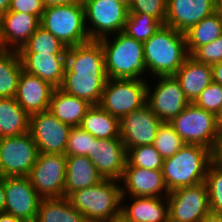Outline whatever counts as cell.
<instances>
[{"mask_svg":"<svg viewBox=\"0 0 222 222\" xmlns=\"http://www.w3.org/2000/svg\"><path fill=\"white\" fill-rule=\"evenodd\" d=\"M190 56L208 65L222 62V35L211 43L199 46Z\"/></svg>","mask_w":222,"mask_h":222,"instance_id":"ab89813d","label":"cell"},{"mask_svg":"<svg viewBox=\"0 0 222 222\" xmlns=\"http://www.w3.org/2000/svg\"><path fill=\"white\" fill-rule=\"evenodd\" d=\"M185 97L194 103L200 93L213 82L211 65L196 61L189 56L174 74Z\"/></svg>","mask_w":222,"mask_h":222,"instance_id":"cb8c5ba5","label":"cell"},{"mask_svg":"<svg viewBox=\"0 0 222 222\" xmlns=\"http://www.w3.org/2000/svg\"><path fill=\"white\" fill-rule=\"evenodd\" d=\"M104 180L88 156H67L65 197L71 193L94 186Z\"/></svg>","mask_w":222,"mask_h":222,"instance_id":"d4e9b609","label":"cell"},{"mask_svg":"<svg viewBox=\"0 0 222 222\" xmlns=\"http://www.w3.org/2000/svg\"><path fill=\"white\" fill-rule=\"evenodd\" d=\"M205 183L208 190L210 211L222 214V167L214 161L208 167Z\"/></svg>","mask_w":222,"mask_h":222,"instance_id":"d590c367","label":"cell"},{"mask_svg":"<svg viewBox=\"0 0 222 222\" xmlns=\"http://www.w3.org/2000/svg\"><path fill=\"white\" fill-rule=\"evenodd\" d=\"M44 7L67 4H83L84 0H42Z\"/></svg>","mask_w":222,"mask_h":222,"instance_id":"7bdbcfd3","label":"cell"},{"mask_svg":"<svg viewBox=\"0 0 222 222\" xmlns=\"http://www.w3.org/2000/svg\"><path fill=\"white\" fill-rule=\"evenodd\" d=\"M116 1L124 4V5L127 6L128 8L130 7L131 2H132V0H116Z\"/></svg>","mask_w":222,"mask_h":222,"instance_id":"db71d44e","label":"cell"},{"mask_svg":"<svg viewBox=\"0 0 222 222\" xmlns=\"http://www.w3.org/2000/svg\"><path fill=\"white\" fill-rule=\"evenodd\" d=\"M153 79L147 80V104L162 122L170 123L190 102L174 75L158 76Z\"/></svg>","mask_w":222,"mask_h":222,"instance_id":"8fae6325","label":"cell"},{"mask_svg":"<svg viewBox=\"0 0 222 222\" xmlns=\"http://www.w3.org/2000/svg\"><path fill=\"white\" fill-rule=\"evenodd\" d=\"M118 180L102 182L77 190L67 198L87 222H104L121 213L122 190Z\"/></svg>","mask_w":222,"mask_h":222,"instance_id":"5b68a950","label":"cell"},{"mask_svg":"<svg viewBox=\"0 0 222 222\" xmlns=\"http://www.w3.org/2000/svg\"><path fill=\"white\" fill-rule=\"evenodd\" d=\"M23 222H37L36 220H31V221H23Z\"/></svg>","mask_w":222,"mask_h":222,"instance_id":"11a10c76","label":"cell"},{"mask_svg":"<svg viewBox=\"0 0 222 222\" xmlns=\"http://www.w3.org/2000/svg\"><path fill=\"white\" fill-rule=\"evenodd\" d=\"M170 124L185 144L201 145L213 152L219 134L215 114L189 103Z\"/></svg>","mask_w":222,"mask_h":222,"instance_id":"ba28073f","label":"cell"},{"mask_svg":"<svg viewBox=\"0 0 222 222\" xmlns=\"http://www.w3.org/2000/svg\"><path fill=\"white\" fill-rule=\"evenodd\" d=\"M4 208H5L4 177H0V213L4 212Z\"/></svg>","mask_w":222,"mask_h":222,"instance_id":"f6af8a7d","label":"cell"},{"mask_svg":"<svg viewBox=\"0 0 222 222\" xmlns=\"http://www.w3.org/2000/svg\"><path fill=\"white\" fill-rule=\"evenodd\" d=\"M4 192V212L23 221L36 220L42 197L27 176L4 177Z\"/></svg>","mask_w":222,"mask_h":222,"instance_id":"9a60e30c","label":"cell"},{"mask_svg":"<svg viewBox=\"0 0 222 222\" xmlns=\"http://www.w3.org/2000/svg\"><path fill=\"white\" fill-rule=\"evenodd\" d=\"M37 222H87L85 216L71 205L67 197L42 198Z\"/></svg>","mask_w":222,"mask_h":222,"instance_id":"f1b7e54d","label":"cell"},{"mask_svg":"<svg viewBox=\"0 0 222 222\" xmlns=\"http://www.w3.org/2000/svg\"><path fill=\"white\" fill-rule=\"evenodd\" d=\"M144 59L148 75H174L190 56L185 34L163 24L144 43Z\"/></svg>","mask_w":222,"mask_h":222,"instance_id":"7a4b0ae2","label":"cell"},{"mask_svg":"<svg viewBox=\"0 0 222 222\" xmlns=\"http://www.w3.org/2000/svg\"><path fill=\"white\" fill-rule=\"evenodd\" d=\"M187 50L191 55L199 46L208 44L222 35V24L216 11L204 17L185 33Z\"/></svg>","mask_w":222,"mask_h":222,"instance_id":"4dcf8cb0","label":"cell"},{"mask_svg":"<svg viewBox=\"0 0 222 222\" xmlns=\"http://www.w3.org/2000/svg\"><path fill=\"white\" fill-rule=\"evenodd\" d=\"M44 9L42 0H11L8 11L24 12L41 20Z\"/></svg>","mask_w":222,"mask_h":222,"instance_id":"60d3db41","label":"cell"},{"mask_svg":"<svg viewBox=\"0 0 222 222\" xmlns=\"http://www.w3.org/2000/svg\"><path fill=\"white\" fill-rule=\"evenodd\" d=\"M38 154L37 145L29 132L0 138V177L28 176Z\"/></svg>","mask_w":222,"mask_h":222,"instance_id":"30bf717a","label":"cell"},{"mask_svg":"<svg viewBox=\"0 0 222 222\" xmlns=\"http://www.w3.org/2000/svg\"><path fill=\"white\" fill-rule=\"evenodd\" d=\"M213 81L222 85V62L211 65Z\"/></svg>","mask_w":222,"mask_h":222,"instance_id":"ee69618b","label":"cell"},{"mask_svg":"<svg viewBox=\"0 0 222 222\" xmlns=\"http://www.w3.org/2000/svg\"><path fill=\"white\" fill-rule=\"evenodd\" d=\"M104 222H131L126 216H124L122 213H119L118 215L112 217L111 219L104 221Z\"/></svg>","mask_w":222,"mask_h":222,"instance_id":"c3c4849f","label":"cell"},{"mask_svg":"<svg viewBox=\"0 0 222 222\" xmlns=\"http://www.w3.org/2000/svg\"><path fill=\"white\" fill-rule=\"evenodd\" d=\"M166 6L167 0H132L129 12L146 13L163 25L166 19Z\"/></svg>","mask_w":222,"mask_h":222,"instance_id":"f35d334b","label":"cell"},{"mask_svg":"<svg viewBox=\"0 0 222 222\" xmlns=\"http://www.w3.org/2000/svg\"><path fill=\"white\" fill-rule=\"evenodd\" d=\"M92 104L76 96L55 88L51 97L49 111L60 121L71 127L80 126Z\"/></svg>","mask_w":222,"mask_h":222,"instance_id":"484cf974","label":"cell"},{"mask_svg":"<svg viewBox=\"0 0 222 222\" xmlns=\"http://www.w3.org/2000/svg\"><path fill=\"white\" fill-rule=\"evenodd\" d=\"M5 46L3 44V41H2V37H1V22H0V52H3L5 51Z\"/></svg>","mask_w":222,"mask_h":222,"instance_id":"f5cc1de1","label":"cell"},{"mask_svg":"<svg viewBox=\"0 0 222 222\" xmlns=\"http://www.w3.org/2000/svg\"><path fill=\"white\" fill-rule=\"evenodd\" d=\"M164 159L153 145H140L127 150L125 167L162 170Z\"/></svg>","mask_w":222,"mask_h":222,"instance_id":"836d02e7","label":"cell"},{"mask_svg":"<svg viewBox=\"0 0 222 222\" xmlns=\"http://www.w3.org/2000/svg\"><path fill=\"white\" fill-rule=\"evenodd\" d=\"M194 104L216 115L222 106V85L214 81L210 83L200 93Z\"/></svg>","mask_w":222,"mask_h":222,"instance_id":"74e56055","label":"cell"},{"mask_svg":"<svg viewBox=\"0 0 222 222\" xmlns=\"http://www.w3.org/2000/svg\"><path fill=\"white\" fill-rule=\"evenodd\" d=\"M217 0H167L164 24L185 33L216 11Z\"/></svg>","mask_w":222,"mask_h":222,"instance_id":"d6986e66","label":"cell"},{"mask_svg":"<svg viewBox=\"0 0 222 222\" xmlns=\"http://www.w3.org/2000/svg\"><path fill=\"white\" fill-rule=\"evenodd\" d=\"M88 158L104 179L120 181L127 164V149L122 139H98Z\"/></svg>","mask_w":222,"mask_h":222,"instance_id":"e0dca14e","label":"cell"},{"mask_svg":"<svg viewBox=\"0 0 222 222\" xmlns=\"http://www.w3.org/2000/svg\"><path fill=\"white\" fill-rule=\"evenodd\" d=\"M40 25L59 39L66 47L90 41L83 4L46 7Z\"/></svg>","mask_w":222,"mask_h":222,"instance_id":"8992f818","label":"cell"},{"mask_svg":"<svg viewBox=\"0 0 222 222\" xmlns=\"http://www.w3.org/2000/svg\"><path fill=\"white\" fill-rule=\"evenodd\" d=\"M212 151L201 145H184L163 161V178L168 191L188 187L205 181Z\"/></svg>","mask_w":222,"mask_h":222,"instance_id":"277c9868","label":"cell"},{"mask_svg":"<svg viewBox=\"0 0 222 222\" xmlns=\"http://www.w3.org/2000/svg\"><path fill=\"white\" fill-rule=\"evenodd\" d=\"M201 222H222V214L210 211Z\"/></svg>","mask_w":222,"mask_h":222,"instance_id":"bcb514c9","label":"cell"},{"mask_svg":"<svg viewBox=\"0 0 222 222\" xmlns=\"http://www.w3.org/2000/svg\"><path fill=\"white\" fill-rule=\"evenodd\" d=\"M169 222H201L210 212L205 181L169 192Z\"/></svg>","mask_w":222,"mask_h":222,"instance_id":"7c38bea8","label":"cell"},{"mask_svg":"<svg viewBox=\"0 0 222 222\" xmlns=\"http://www.w3.org/2000/svg\"><path fill=\"white\" fill-rule=\"evenodd\" d=\"M11 0H0V16L9 9Z\"/></svg>","mask_w":222,"mask_h":222,"instance_id":"681fc988","label":"cell"},{"mask_svg":"<svg viewBox=\"0 0 222 222\" xmlns=\"http://www.w3.org/2000/svg\"><path fill=\"white\" fill-rule=\"evenodd\" d=\"M122 197H167L162 170L125 167L120 180Z\"/></svg>","mask_w":222,"mask_h":222,"instance_id":"ac0fdd59","label":"cell"},{"mask_svg":"<svg viewBox=\"0 0 222 222\" xmlns=\"http://www.w3.org/2000/svg\"><path fill=\"white\" fill-rule=\"evenodd\" d=\"M121 213L131 222H169L167 197H122Z\"/></svg>","mask_w":222,"mask_h":222,"instance_id":"603a6c76","label":"cell"},{"mask_svg":"<svg viewBox=\"0 0 222 222\" xmlns=\"http://www.w3.org/2000/svg\"><path fill=\"white\" fill-rule=\"evenodd\" d=\"M184 145L182 138L176 133L174 127L169 122H162L159 126L153 146L165 160L173 156Z\"/></svg>","mask_w":222,"mask_h":222,"instance_id":"e575fe53","label":"cell"},{"mask_svg":"<svg viewBox=\"0 0 222 222\" xmlns=\"http://www.w3.org/2000/svg\"><path fill=\"white\" fill-rule=\"evenodd\" d=\"M66 156L39 153L27 176L42 198L65 197Z\"/></svg>","mask_w":222,"mask_h":222,"instance_id":"4fadbf2b","label":"cell"},{"mask_svg":"<svg viewBox=\"0 0 222 222\" xmlns=\"http://www.w3.org/2000/svg\"><path fill=\"white\" fill-rule=\"evenodd\" d=\"M216 116V123L218 125L219 130L222 129V106L218 110Z\"/></svg>","mask_w":222,"mask_h":222,"instance_id":"f907efd6","label":"cell"},{"mask_svg":"<svg viewBox=\"0 0 222 222\" xmlns=\"http://www.w3.org/2000/svg\"><path fill=\"white\" fill-rule=\"evenodd\" d=\"M96 138L80 126L71 127L64 155L89 156Z\"/></svg>","mask_w":222,"mask_h":222,"instance_id":"8d00e7d4","label":"cell"},{"mask_svg":"<svg viewBox=\"0 0 222 222\" xmlns=\"http://www.w3.org/2000/svg\"><path fill=\"white\" fill-rule=\"evenodd\" d=\"M85 25L90 40L122 32L129 8L116 0H84Z\"/></svg>","mask_w":222,"mask_h":222,"instance_id":"9c48e42d","label":"cell"},{"mask_svg":"<svg viewBox=\"0 0 222 222\" xmlns=\"http://www.w3.org/2000/svg\"><path fill=\"white\" fill-rule=\"evenodd\" d=\"M1 37L6 50L19 51L40 26L37 16L7 11L0 16Z\"/></svg>","mask_w":222,"mask_h":222,"instance_id":"44dd1931","label":"cell"},{"mask_svg":"<svg viewBox=\"0 0 222 222\" xmlns=\"http://www.w3.org/2000/svg\"><path fill=\"white\" fill-rule=\"evenodd\" d=\"M213 161L222 167V129L219 130L216 146L212 152Z\"/></svg>","mask_w":222,"mask_h":222,"instance_id":"b9f144b4","label":"cell"},{"mask_svg":"<svg viewBox=\"0 0 222 222\" xmlns=\"http://www.w3.org/2000/svg\"><path fill=\"white\" fill-rule=\"evenodd\" d=\"M80 127L98 139L120 137L119 119L103 110L99 105H92L82 119Z\"/></svg>","mask_w":222,"mask_h":222,"instance_id":"83f0119b","label":"cell"},{"mask_svg":"<svg viewBox=\"0 0 222 222\" xmlns=\"http://www.w3.org/2000/svg\"><path fill=\"white\" fill-rule=\"evenodd\" d=\"M119 123L120 138L128 150L140 145H153L162 121L146 103L141 108L124 115Z\"/></svg>","mask_w":222,"mask_h":222,"instance_id":"2e32d148","label":"cell"},{"mask_svg":"<svg viewBox=\"0 0 222 222\" xmlns=\"http://www.w3.org/2000/svg\"><path fill=\"white\" fill-rule=\"evenodd\" d=\"M71 126L56 118L49 110L29 117V133L39 153L63 154Z\"/></svg>","mask_w":222,"mask_h":222,"instance_id":"5bb4252c","label":"cell"},{"mask_svg":"<svg viewBox=\"0 0 222 222\" xmlns=\"http://www.w3.org/2000/svg\"><path fill=\"white\" fill-rule=\"evenodd\" d=\"M23 70L59 88L66 68V55L19 53Z\"/></svg>","mask_w":222,"mask_h":222,"instance_id":"7402d4cb","label":"cell"},{"mask_svg":"<svg viewBox=\"0 0 222 222\" xmlns=\"http://www.w3.org/2000/svg\"><path fill=\"white\" fill-rule=\"evenodd\" d=\"M29 117L14 97L0 98V138L29 132Z\"/></svg>","mask_w":222,"mask_h":222,"instance_id":"4316f807","label":"cell"},{"mask_svg":"<svg viewBox=\"0 0 222 222\" xmlns=\"http://www.w3.org/2000/svg\"><path fill=\"white\" fill-rule=\"evenodd\" d=\"M107 80L104 51L99 41L67 47L66 68L59 89L99 105Z\"/></svg>","mask_w":222,"mask_h":222,"instance_id":"6da1fadb","label":"cell"},{"mask_svg":"<svg viewBox=\"0 0 222 222\" xmlns=\"http://www.w3.org/2000/svg\"><path fill=\"white\" fill-rule=\"evenodd\" d=\"M98 41L104 51L108 78L147 80L143 42L135 40L123 31Z\"/></svg>","mask_w":222,"mask_h":222,"instance_id":"3957f363","label":"cell"},{"mask_svg":"<svg viewBox=\"0 0 222 222\" xmlns=\"http://www.w3.org/2000/svg\"><path fill=\"white\" fill-rule=\"evenodd\" d=\"M147 103V80L108 78L99 106L119 120Z\"/></svg>","mask_w":222,"mask_h":222,"instance_id":"52a82bcc","label":"cell"},{"mask_svg":"<svg viewBox=\"0 0 222 222\" xmlns=\"http://www.w3.org/2000/svg\"><path fill=\"white\" fill-rule=\"evenodd\" d=\"M216 13L218 14L222 24V0H217L216 2Z\"/></svg>","mask_w":222,"mask_h":222,"instance_id":"816d5d0a","label":"cell"},{"mask_svg":"<svg viewBox=\"0 0 222 222\" xmlns=\"http://www.w3.org/2000/svg\"><path fill=\"white\" fill-rule=\"evenodd\" d=\"M162 24L154 17L142 12H129L123 32L135 40L145 42Z\"/></svg>","mask_w":222,"mask_h":222,"instance_id":"d6a6232c","label":"cell"},{"mask_svg":"<svg viewBox=\"0 0 222 222\" xmlns=\"http://www.w3.org/2000/svg\"><path fill=\"white\" fill-rule=\"evenodd\" d=\"M67 47L41 25L35 30L19 53H48L66 55Z\"/></svg>","mask_w":222,"mask_h":222,"instance_id":"1f68e13d","label":"cell"},{"mask_svg":"<svg viewBox=\"0 0 222 222\" xmlns=\"http://www.w3.org/2000/svg\"><path fill=\"white\" fill-rule=\"evenodd\" d=\"M22 70L17 50L0 52V98L15 97Z\"/></svg>","mask_w":222,"mask_h":222,"instance_id":"f546056e","label":"cell"},{"mask_svg":"<svg viewBox=\"0 0 222 222\" xmlns=\"http://www.w3.org/2000/svg\"><path fill=\"white\" fill-rule=\"evenodd\" d=\"M0 222H23V220L15 218L12 214L2 212L0 213Z\"/></svg>","mask_w":222,"mask_h":222,"instance_id":"7dc6e473","label":"cell"},{"mask_svg":"<svg viewBox=\"0 0 222 222\" xmlns=\"http://www.w3.org/2000/svg\"><path fill=\"white\" fill-rule=\"evenodd\" d=\"M54 89L50 83L22 70L14 98L29 115H32L49 110Z\"/></svg>","mask_w":222,"mask_h":222,"instance_id":"ffe728a7","label":"cell"}]
</instances>
